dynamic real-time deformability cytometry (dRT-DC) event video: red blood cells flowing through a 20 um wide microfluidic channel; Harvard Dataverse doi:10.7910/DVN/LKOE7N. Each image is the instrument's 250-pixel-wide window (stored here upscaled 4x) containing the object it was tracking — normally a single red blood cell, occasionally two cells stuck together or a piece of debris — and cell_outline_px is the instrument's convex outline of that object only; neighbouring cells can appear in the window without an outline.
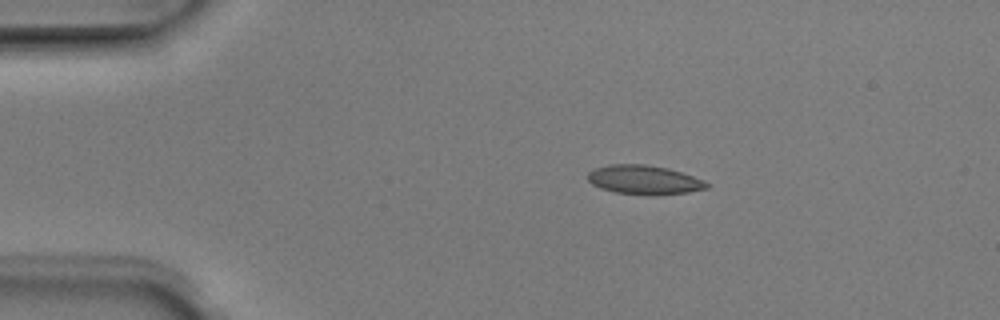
{"species": "Egyptian fruit bat (a non-hibernating species)", "species_latin": "Rousettus aegyptiacus", "temperature_condition": "room temperature", "stored_images_in_passage": 5, "camera_frame_rate_fps": 3000, "um_per_image_px": 0.085, "animal": {"sex": "male"}, "frame": {"image": 1, "passage_image": 3, "time_ms": 0.667, "image_size_px": [1000, 320], "cell_outline_px": [[712, 184], [708, 188], [688, 192], [652, 196], [644, 196], [616, 192], [600, 188], [592, 184], [588, 180], [588, 172], [596, 168], [612, 164], [644, 164], [668, 168], [704, 180]], "centroid_in_image_um": [54.78, 15.3], "position_along_channel_um": 30.2, "area_um2": 20.35}}